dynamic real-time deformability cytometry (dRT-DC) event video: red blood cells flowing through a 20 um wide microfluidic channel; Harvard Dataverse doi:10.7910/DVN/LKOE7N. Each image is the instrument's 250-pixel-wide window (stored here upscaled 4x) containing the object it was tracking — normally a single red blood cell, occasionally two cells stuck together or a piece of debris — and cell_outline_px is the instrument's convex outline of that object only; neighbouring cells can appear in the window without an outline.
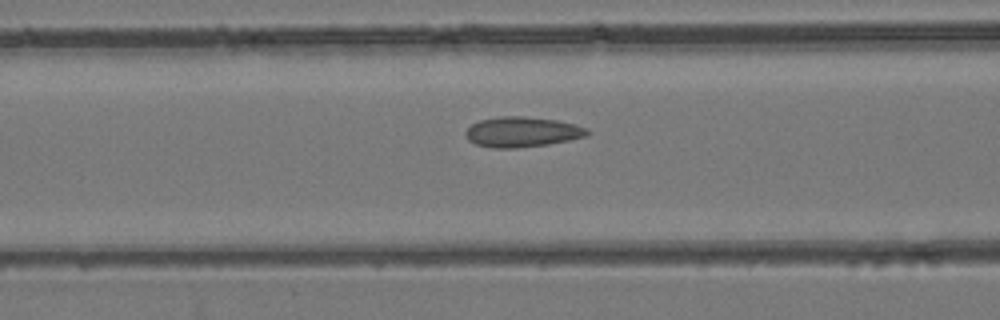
{"species": "common noctule bat (a hibernating species)", "species_latin": "Nyctalus noctula", "temperature_condition": "room temperature", "stored_images_in_passage": 35, "camera_frame_rate_fps": 3000, "um_per_image_px": 0.085, "animal": {"sex": "female", "body_mass_g": 24.6, "forearm_length_mm": 56.2}, "frame": {"image": 1, "passage_image": 7, "time_ms": 2.0, "image_size_px": [1000, 320], "cell_outline_px": [[588, 132], [584, 136], [568, 140], [548, 144], [516, 148], [492, 148], [476, 144], [468, 140], [464, 132], [472, 124], [480, 120], [500, 116], [524, 116], [556, 120], [576, 124], [588, 128]], "centroid_in_image_um": [44.35, 11.21], "position_along_channel_um": 122.3, "area_um2": 21.33}}
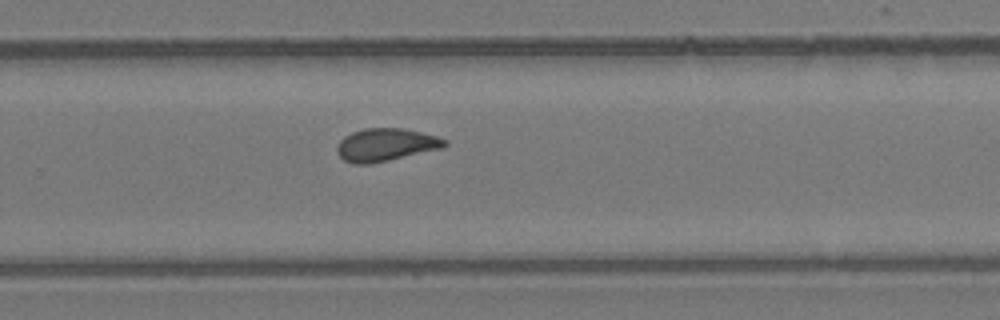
{"frame": {"image": 2, "passage_image": 19, "time_ms": 6.0, "image_size_px": [1000, 320], "cell_outline_px": [[448, 144], [444, 148], [372, 164], [356, 164], [344, 160], [336, 152], [336, 148], [340, 140], [344, 136], [352, 132], [364, 128], [404, 128], [436, 136], [448, 140]], "centroid_in_image_um": [32.8, 12.31], "position_along_channel_um": 297.0, "area_um2": 20.75}}
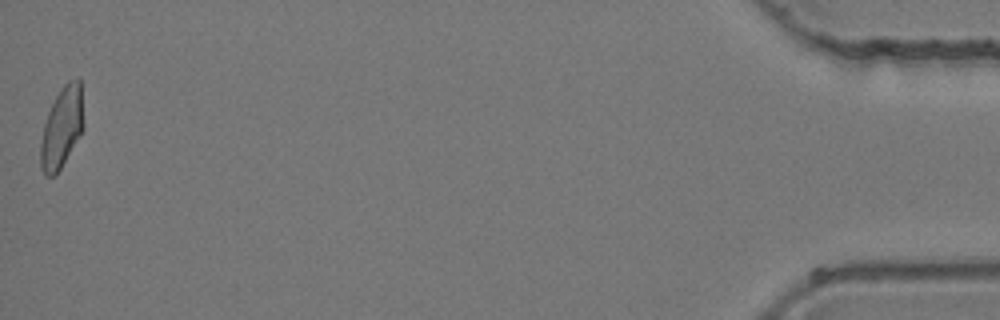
{"frame": {"image": 3, "passage_image": 35, "time_ms": 11.333, "image_size_px": [1000, 320], "cell_outline_px": [[84, 128], [56, 176], [44, 176], [40, 168], [40, 144], [44, 124], [48, 112], [60, 88], [68, 80], [80, 80], [84, 124]], "centroid_in_image_um": [5.24, 10.88], "position_along_channel_um": 430.0, "area_um2": 20.29}}